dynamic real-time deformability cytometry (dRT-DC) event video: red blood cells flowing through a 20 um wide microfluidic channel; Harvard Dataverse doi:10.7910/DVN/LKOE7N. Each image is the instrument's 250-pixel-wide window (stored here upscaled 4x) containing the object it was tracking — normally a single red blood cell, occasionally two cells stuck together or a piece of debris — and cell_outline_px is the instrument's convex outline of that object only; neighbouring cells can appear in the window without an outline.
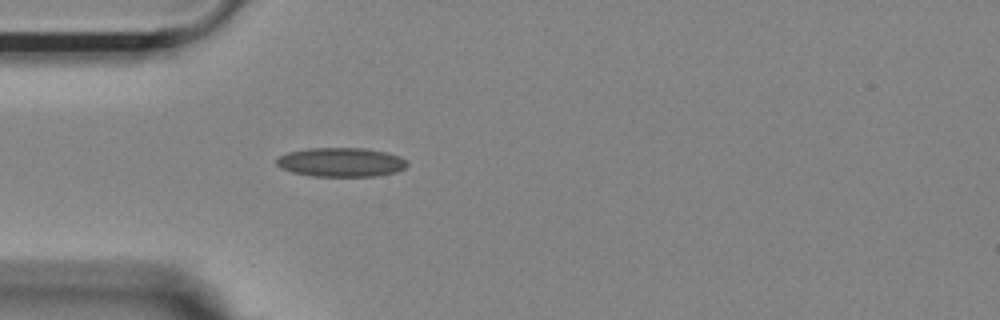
{"species": "Egyptian fruit bat (a non-hibernating species)", "species_latin": "Rousettus aegyptiacus", "temperature_condition": "room temperature", "stored_images_in_passage": 39, "camera_frame_rate_fps": 3000, "um_per_image_px": 0.085, "animal": {"sex": "female"}, "frame": {"image": 1, "passage_image": 1, "time_ms": 0.0, "image_size_px": [1000, 320], "cell_outline_px": [[408, 164], [404, 168], [396, 172], [376, 176], [312, 176], [292, 172], [280, 168], [276, 164], [276, 160], [280, 156], [288, 152], [308, 148], [364, 148], [384, 152], [400, 156]], "centroid_in_image_um": [28.96, 13.79], "position_along_channel_um": 56.0, "area_um2": 22.08}}
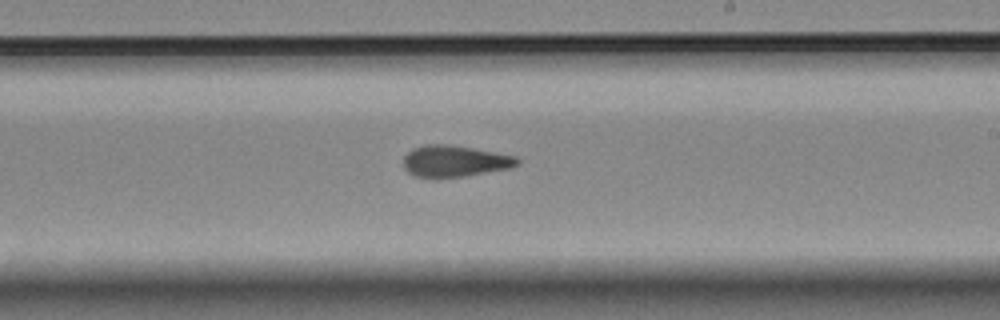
{"frame": {"image": 2, "passage_image": 17, "time_ms": 5.333, "image_size_px": [1000, 320], "cell_outline_px": [[520, 164], [512, 168], [464, 176], [412, 176], [404, 168], [404, 156], [412, 148], [424, 144], [452, 144], [496, 152], [516, 156], [520, 160]], "centroid_in_image_um": [38.68, 13.67], "position_along_channel_um": 250.3, "area_um2": 20.87}}
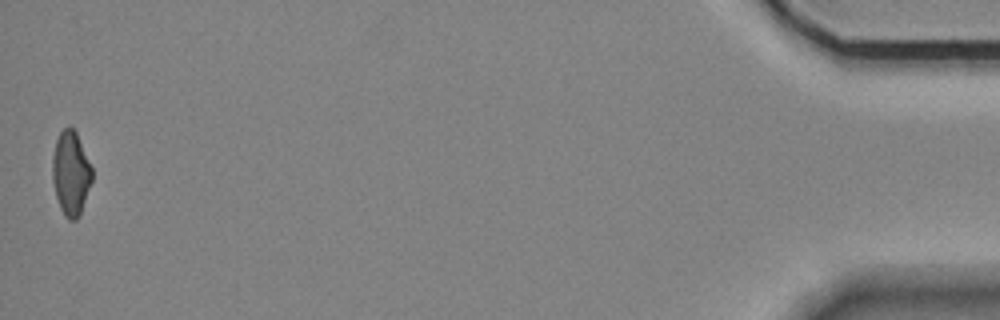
{"frame": {"image": 3, "passage_image": 39, "time_ms": 12.667, "image_size_px": [1000, 320], "cell_outline_px": [[92, 180], [80, 216], [76, 220], [68, 220], [64, 216], [60, 208], [56, 196], [52, 180], [52, 156], [56, 140], [60, 132], [64, 128], [72, 128], [76, 132], [92, 168]], "centroid_in_image_um": [6.01, 14.77], "position_along_channel_um": 429.2, "area_um2": 19.42}, "authors_computed_cell_mechanics": {"area_um2": 20.6346, "velocity_mm_per_s": 3.7037, "shape_relaxation_time_tau1_ms": null, "shape_relaxation_time_tau2_ms": 3.3078, "deformation_change_tau1": null, "deformation_change_tau2": 0.1118}}